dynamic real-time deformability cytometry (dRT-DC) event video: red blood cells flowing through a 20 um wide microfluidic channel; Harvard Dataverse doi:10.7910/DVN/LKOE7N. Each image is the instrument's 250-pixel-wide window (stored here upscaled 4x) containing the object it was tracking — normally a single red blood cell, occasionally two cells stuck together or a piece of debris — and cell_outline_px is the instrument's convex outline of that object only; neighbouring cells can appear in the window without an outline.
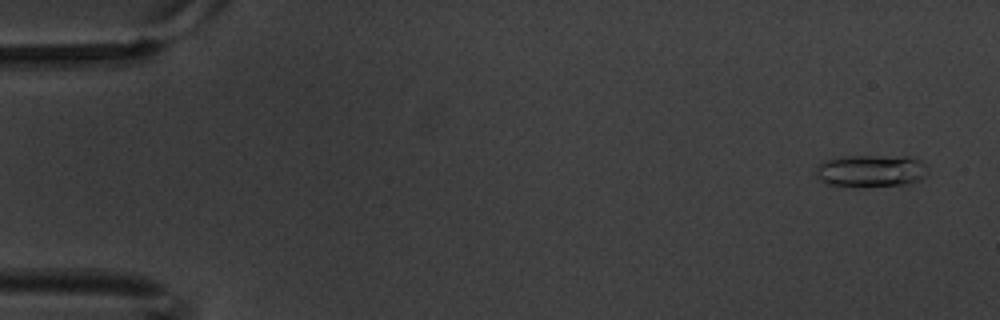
{"species": "common noctule bat (a hibernating species)", "species_latin": "Nyctalus noctula", "temperature_condition": "warm", "stored_images_in_passage": 5, "camera_frame_rate_fps": 3000, "um_per_image_px": 0.085, "animal": {"sex": "male", "body_mass_g": 20.1, "forearm_length_mm": 53.5}, "frame": {"image": 1, "passage_image": 1, "time_ms": 0.0, "image_size_px": [1000, 320], "cell_outline_px": [[928, 172], [920, 180], [908, 184], [828, 184], [820, 180], [816, 176], [816, 168], [820, 160], [836, 156], [912, 156], [920, 160], [928, 168]], "centroid_in_image_um": [74.03, 14.45], "position_along_channel_um": 11.0, "area_um2": 20.69}}